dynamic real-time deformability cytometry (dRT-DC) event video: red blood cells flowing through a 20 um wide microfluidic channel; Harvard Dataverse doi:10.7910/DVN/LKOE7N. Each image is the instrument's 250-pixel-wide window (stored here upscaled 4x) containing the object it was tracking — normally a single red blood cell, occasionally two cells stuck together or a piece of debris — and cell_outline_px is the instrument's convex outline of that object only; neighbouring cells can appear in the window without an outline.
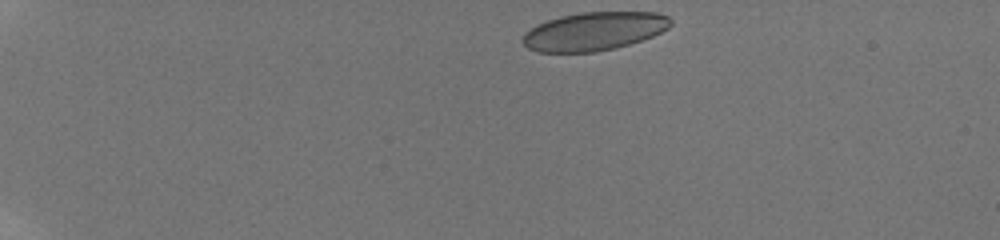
{"species": "human", "species_latin": "Homo sapiens", "temperature_condition": "room temperature", "stored_images_in_passage": 16, "camera_frame_rate_fps": 3000, "um_per_image_px": 0.085, "donor": {"sex": "male"}, "frame": {"image": 1, "passage_image": 1, "time_ms": 0.0, "image_size_px": [1000, 240], "cell_outline_px": [[672, 24], [668, 28], [652, 36], [616, 48], [596, 52], [536, 52], [528, 48], [520, 40], [524, 32], [536, 24], [560, 16], [580, 12], [656, 12], [668, 16], [672, 20]], "centroid_in_image_um": [50.46, 2.66], "position_along_channel_um": 34.5, "area_um2": 33.29}}
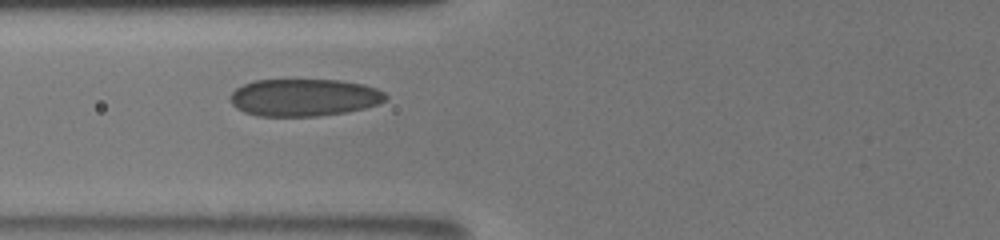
{"frame": {"image": 2, "passage_image": 10, "time_ms": 4.333, "image_size_px": [1000, 240], "cell_outline_px": [[388, 96], [384, 100], [376, 104], [364, 108], [344, 112], [316, 116], [260, 116], [244, 112], [236, 108], [232, 104], [232, 92], [236, 88], [244, 84], [256, 80], [340, 80], [364, 84], [376, 88], [384, 92]], "centroid_in_image_um": [25.85, 8.28], "position_along_channel_um": 100.0, "area_um2": 33.58}}
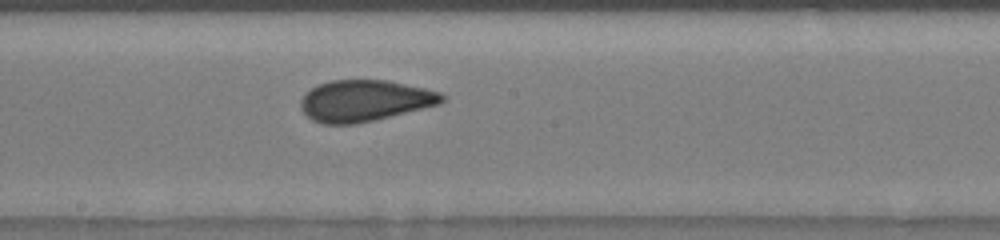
{"frame": {"image": 3, "passage_image": 16, "time_ms": 7.333, "image_size_px": [1000, 240], "cell_outline_px": [[444, 100], [440, 104], [356, 124], [324, 124], [312, 120], [300, 108], [300, 100], [316, 84], [332, 80], [388, 80], [424, 88], [440, 92], [444, 96]], "centroid_in_image_um": [30.98, 8.55], "position_along_channel_um": 217.2, "area_um2": 33.81}}